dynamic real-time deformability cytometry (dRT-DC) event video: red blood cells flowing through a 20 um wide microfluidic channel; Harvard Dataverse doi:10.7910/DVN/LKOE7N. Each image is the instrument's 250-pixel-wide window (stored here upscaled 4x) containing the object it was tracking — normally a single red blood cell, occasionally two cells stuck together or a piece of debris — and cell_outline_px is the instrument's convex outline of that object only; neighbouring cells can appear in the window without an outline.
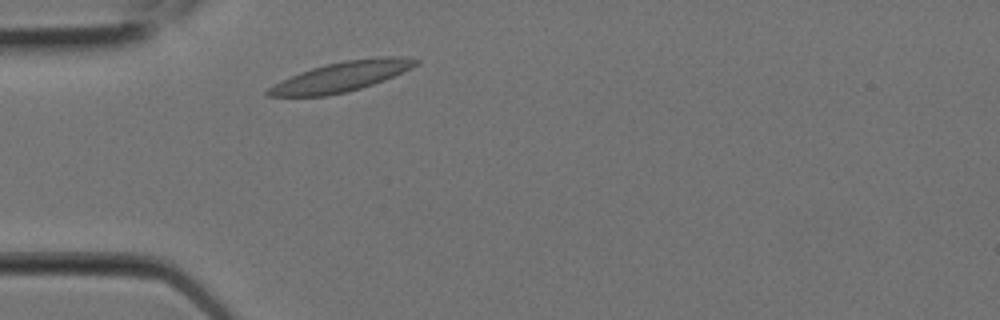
{"species": "Egyptian fruit bat (a non-hibernating species)", "species_latin": "Rousettus aegyptiacus", "temperature_condition": "room temperature", "stored_images_in_passage": 1, "camera_frame_rate_fps": 3000, "um_per_image_px": 0.085, "animal": {"sex": "female"}, "frame": {"image": 1, "passage_image": 1, "time_ms": 0.0, "image_size_px": [1000, 320], "cell_outline_px": [[420, 64], [412, 68], [384, 80], [348, 92], [328, 96], [268, 96], [264, 92], [272, 84], [300, 72], [312, 68], [344, 60], [376, 56], [400, 56], [420, 60]], "centroid_in_image_um": [29.04, 6.5], "position_along_channel_um": 56.0, "area_um2": 25.84}}